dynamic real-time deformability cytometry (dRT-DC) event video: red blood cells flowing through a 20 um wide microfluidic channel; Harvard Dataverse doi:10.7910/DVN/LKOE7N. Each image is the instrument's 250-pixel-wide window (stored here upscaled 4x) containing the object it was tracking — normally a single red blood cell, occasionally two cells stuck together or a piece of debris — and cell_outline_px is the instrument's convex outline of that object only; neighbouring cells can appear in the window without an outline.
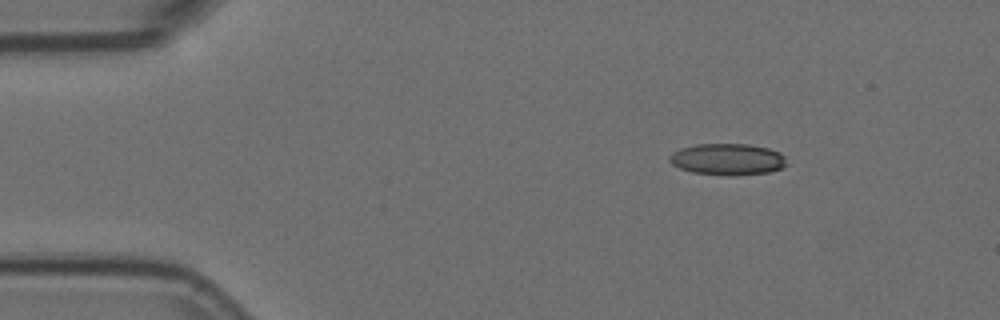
{"species": "Egyptian fruit bat (a non-hibernating species)", "species_latin": "Rousettus aegyptiacus", "temperature_condition": "room temperature", "stored_images_in_passage": 4, "camera_frame_rate_fps": 3000, "um_per_image_px": 0.085, "animal": {"sex": "female"}, "frame": {"image": 1, "passage_image": 1, "time_ms": 0.0, "image_size_px": [1000, 320], "cell_outline_px": [[784, 164], [780, 168], [768, 172], [736, 176], [728, 176], [692, 172], [680, 168], [672, 164], [668, 160], [668, 156], [672, 152], [680, 148], [696, 144], [748, 144], [768, 148], [780, 152], [784, 156]], "centroid_in_image_um": [61.79, 13.54], "position_along_channel_um": 23.2, "area_um2": 21.56}}
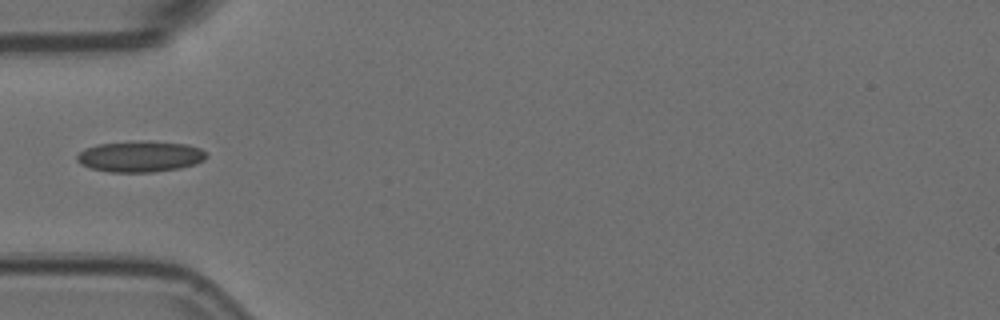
{"frame": {"image": 2, "passage_image": 4, "time_ms": 1.0, "image_size_px": [1000, 320], "cell_outline_px": [[208, 156], [204, 160], [196, 164], [180, 168], [152, 172], [108, 172], [88, 168], [80, 164], [76, 160], [76, 156], [84, 148], [100, 144], [144, 140], [148, 140], [188, 144], [200, 148], [208, 152]], "centroid_in_image_um": [11.94, 13.3], "position_along_channel_um": 73.1, "area_um2": 23.81}}